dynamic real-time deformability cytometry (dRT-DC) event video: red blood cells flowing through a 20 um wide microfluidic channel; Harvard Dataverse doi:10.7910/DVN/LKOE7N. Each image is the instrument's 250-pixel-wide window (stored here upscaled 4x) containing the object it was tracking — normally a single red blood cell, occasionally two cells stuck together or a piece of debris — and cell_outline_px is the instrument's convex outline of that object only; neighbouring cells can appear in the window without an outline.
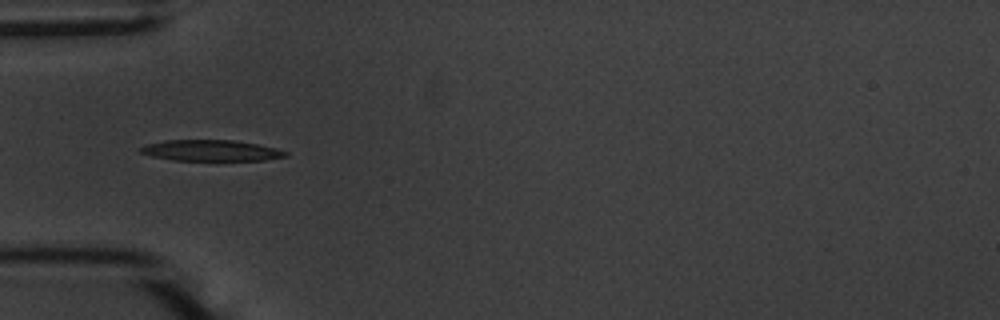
{"species": "common noctule bat (a hibernating species)", "species_latin": "Nyctalus noctula", "temperature_condition": "warm", "stored_images_in_passage": 14, "camera_frame_rate_fps": 3000, "um_per_image_px": 0.085, "animal": {"sex": "male", "body_mass_g": 20.1, "forearm_length_mm": 53.5}, "frame": {"image": 1, "passage_image": 3, "time_ms": 0.667, "image_size_px": [1000, 320], "cell_outline_px": [[288, 156], [264, 160], [172, 160], [152, 156], [140, 152], [140, 148], [148, 144], [164, 140], [232, 140], [256, 144], [276, 148], [288, 152]], "centroid_in_image_um": [17.95, 12.79], "position_along_channel_um": 67.1, "area_um2": 17.57}}